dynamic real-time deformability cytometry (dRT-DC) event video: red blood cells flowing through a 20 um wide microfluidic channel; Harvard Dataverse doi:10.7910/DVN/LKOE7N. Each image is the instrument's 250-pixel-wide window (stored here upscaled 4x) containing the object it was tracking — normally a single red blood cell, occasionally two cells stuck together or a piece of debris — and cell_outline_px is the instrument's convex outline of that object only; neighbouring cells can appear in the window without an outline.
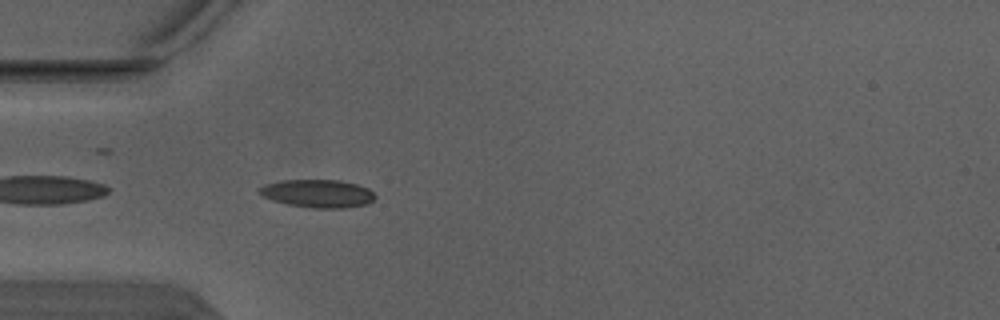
{"species": "Egyptian fruit bat (a non-hibernating species)", "species_latin": "Rousettus aegyptiacus", "temperature_condition": "warm", "stored_images_in_passage": 4, "segment_of_instrument_passage": [2, 2], "camera_frame_rate_fps": 3000, "um_per_image_px": 0.085, "animal": {"sex": "male"}, "frame": {"image": 1, "passage_image": 4, "time_ms": 1.0, "image_size_px": [1000, 320], "cell_outline_px": [[376, 196], [368, 204], [348, 208], [312, 208], [288, 204], [272, 200], [264, 196], [260, 192], [260, 188], [264, 184], [280, 180], [340, 180], [356, 184], [368, 188]], "centroid_in_image_um": [27.03, 16.45], "position_along_channel_um": 58.0, "area_um2": 18.84}}